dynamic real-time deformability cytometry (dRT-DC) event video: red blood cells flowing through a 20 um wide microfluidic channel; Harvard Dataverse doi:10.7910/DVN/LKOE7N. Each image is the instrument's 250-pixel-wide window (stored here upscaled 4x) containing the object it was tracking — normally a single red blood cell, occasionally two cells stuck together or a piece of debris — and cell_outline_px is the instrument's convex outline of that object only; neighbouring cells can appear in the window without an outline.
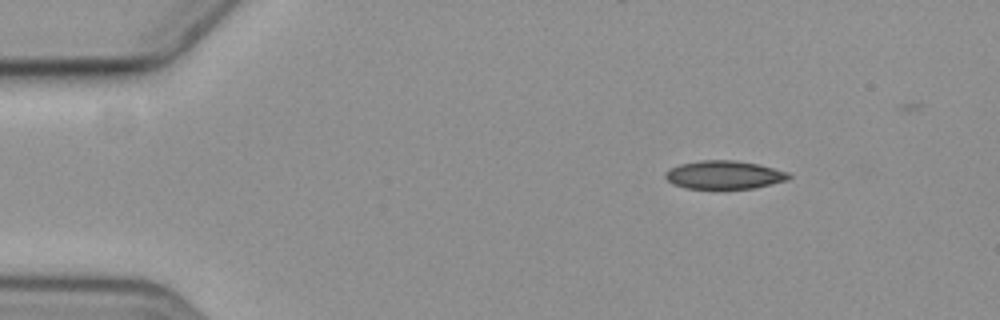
{"species": "common noctule bat (a hibernating species)", "species_latin": "Nyctalus noctula", "temperature_condition": "cold", "stored_images_in_passage": 4, "camera_frame_rate_fps": 3000, "um_per_image_px": 0.085, "animal": {"sex": "female", "body_mass_g": 19.3, "forearm_length_mm": 54.1}, "frame": {"image": 1, "passage_image": 1, "time_ms": 0.0, "image_size_px": [1000, 320], "cell_outline_px": [[792, 176], [784, 180], [756, 188], [688, 188], [676, 184], [668, 180], [664, 176], [664, 172], [680, 164], [700, 160], [736, 160], [756, 164], [788, 172]], "centroid_in_image_um": [61.54, 14.85], "position_along_channel_um": 23.5, "area_um2": 19.94}}
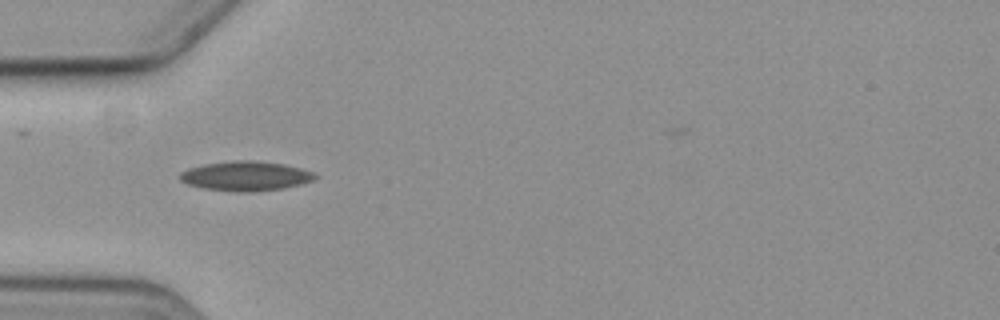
{"frame": {"image": 2, "passage_image": 3, "time_ms": 3.333, "image_size_px": [1000, 320], "cell_outline_px": [[320, 176], [312, 180], [300, 184], [284, 188], [252, 192], [236, 192], [204, 188], [188, 184], [180, 180], [180, 172], [188, 168], [204, 164], [232, 160], [256, 160], [284, 164], [300, 168], [312, 172]], "centroid_in_image_um": [20.88, 14.95], "position_along_channel_um": 64.1, "area_um2": 23.35}}
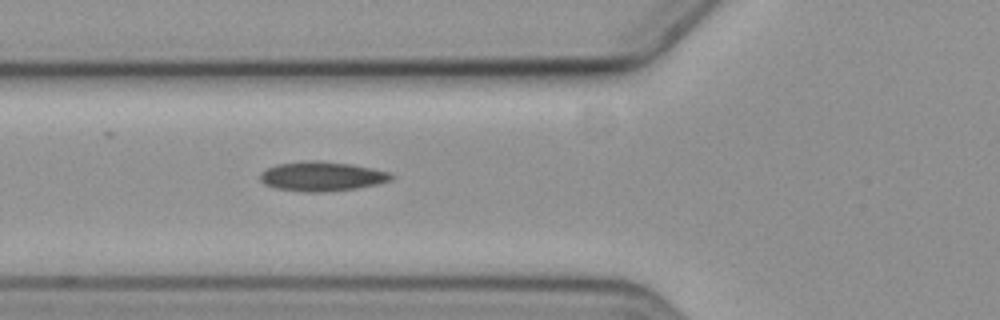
{"frame": {"image": 3, "passage_image": 4, "time_ms": 4.333, "image_size_px": [1000, 320], "cell_outline_px": [[396, 176], [392, 180], [376, 184], [356, 188], [324, 192], [304, 192], [276, 188], [264, 184], [260, 180], [260, 172], [276, 164], [304, 160], [320, 160], [352, 164], [372, 168], [388, 172]], "centroid_in_image_um": [27.35, 14.98], "position_along_channel_um": 98.5, "area_um2": 22.72}}